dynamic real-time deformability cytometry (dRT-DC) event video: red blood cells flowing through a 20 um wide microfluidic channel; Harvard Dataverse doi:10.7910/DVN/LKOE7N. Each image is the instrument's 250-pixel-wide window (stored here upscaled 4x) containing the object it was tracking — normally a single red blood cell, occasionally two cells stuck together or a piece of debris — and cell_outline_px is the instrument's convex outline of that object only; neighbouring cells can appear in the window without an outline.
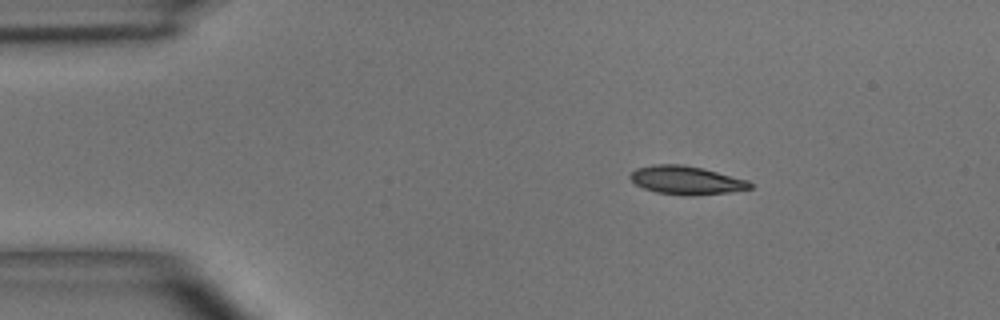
{"species": "common noctule bat (a hibernating species)", "species_latin": "Nyctalus noctula", "temperature_condition": "room temperature", "stored_images_in_passage": 5, "camera_frame_rate_fps": 3000, "um_per_image_px": 0.085, "animal": {"sex": "male", "body_mass_g": 15.6}, "frame": {"image": 1, "passage_image": 1, "time_ms": 0.0, "image_size_px": [1000, 320], "cell_outline_px": [[752, 188], [732, 192], [692, 196], [684, 196], [656, 192], [644, 188], [636, 184], [628, 176], [636, 168], [652, 164], [684, 164], [704, 168], [748, 180], [752, 184]], "centroid_in_image_um": [58.35, 15.32], "position_along_channel_um": 26.7, "area_um2": 20.11}}
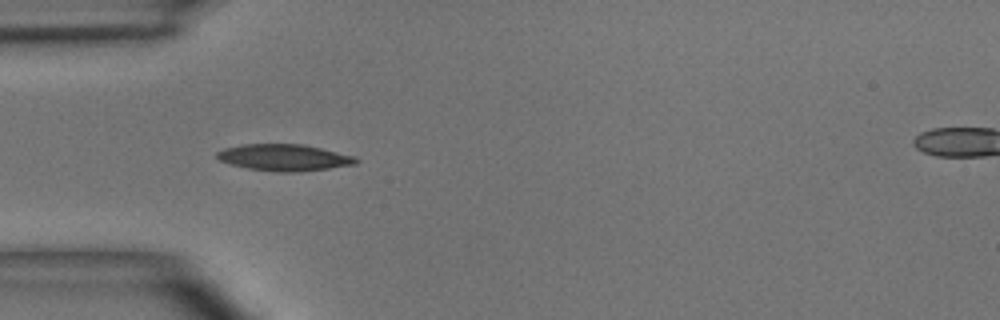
{"frame": {"image": 2, "passage_image": 3, "time_ms": 2.333, "image_size_px": [1000, 320], "cell_outline_px": [[360, 160], [356, 164], [328, 168], [292, 172], [276, 172], [248, 168], [232, 164], [220, 160], [216, 156], [216, 152], [224, 148], [244, 144], [304, 144], [356, 156]], "centroid_in_image_um": [24.18, 13.38], "position_along_channel_um": 60.8, "area_um2": 21.44}}
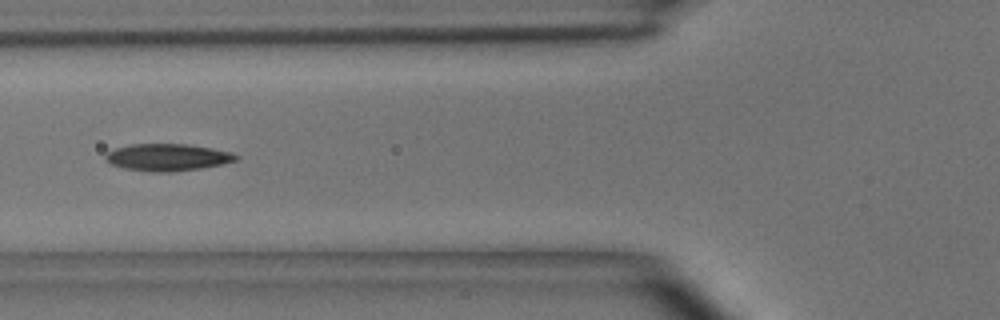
{"frame": {"image": 3, "passage_image": 4, "time_ms": 3.667, "image_size_px": [1000, 320], "cell_outline_px": [[240, 156], [236, 160], [220, 164], [200, 168], [172, 172], [152, 172], [124, 168], [112, 164], [104, 160], [104, 156], [108, 152], [116, 148], [132, 144], [184, 144], [212, 148], [232, 152]], "centroid_in_image_um": [14.23, 13.37], "position_along_channel_um": 111.6, "area_um2": 20.46}}